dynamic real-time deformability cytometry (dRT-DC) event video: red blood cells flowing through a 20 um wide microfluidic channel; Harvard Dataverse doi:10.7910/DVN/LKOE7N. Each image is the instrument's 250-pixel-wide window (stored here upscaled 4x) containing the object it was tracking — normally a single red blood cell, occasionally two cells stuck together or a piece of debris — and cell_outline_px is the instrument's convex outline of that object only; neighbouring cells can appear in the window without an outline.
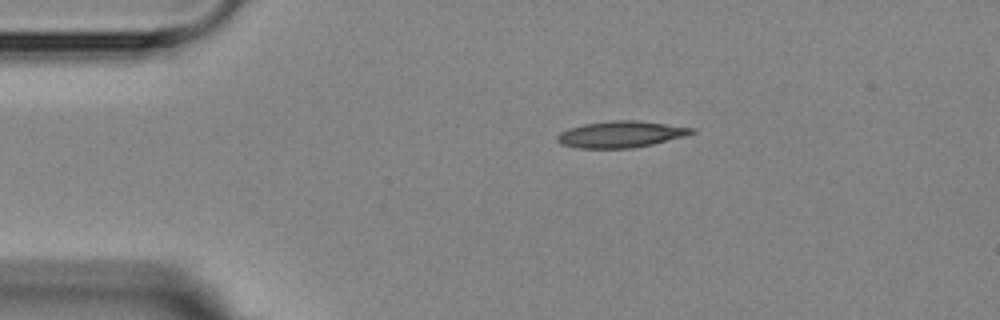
{"species": "Egyptian fruit bat (a non-hibernating species)", "species_latin": "Rousettus aegyptiacus", "temperature_condition": "room temperature", "stored_images_in_passage": 3, "camera_frame_rate_fps": 3000, "um_per_image_px": 0.085, "animal": {"sex": "female"}, "frame": {"image": 1, "passage_image": 1, "time_ms": 0.0, "image_size_px": [1000, 320], "cell_outline_px": [[696, 132], [684, 136], [652, 144], [632, 148], [576, 148], [560, 144], [556, 140], [556, 136], [560, 132], [568, 128], [584, 124], [612, 120], [636, 120], [696, 128]], "centroid_in_image_um": [52.74, 11.41], "position_along_channel_um": 32.3, "area_um2": 20.75}}
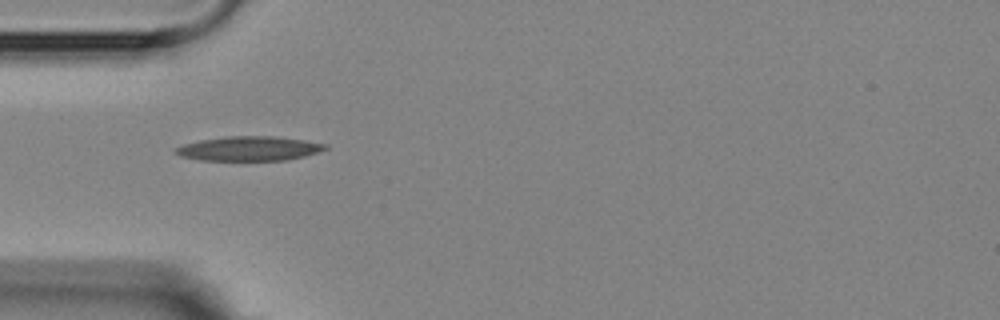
{"frame": {"image": 2, "passage_image": 2, "time_ms": 2.0, "image_size_px": [1000, 320], "cell_outline_px": [[328, 148], [304, 156], [284, 160], [200, 160], [180, 156], [172, 152], [176, 148], [184, 144], [200, 140], [224, 136], [272, 136], [304, 140], [328, 144]], "centroid_in_image_um": [21.14, 12.62], "position_along_channel_um": 63.9, "area_um2": 21.21}}
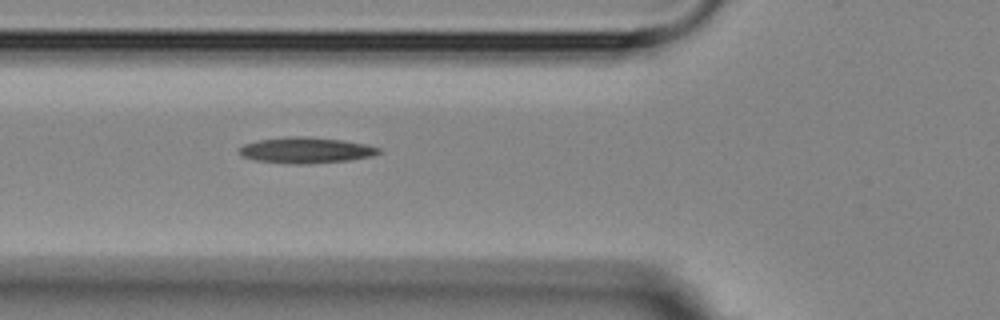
{"frame": {"image": 3, "passage_image": 3, "time_ms": 3.0, "image_size_px": [1000, 320], "cell_outline_px": [[380, 152], [372, 156], [348, 160], [308, 164], [296, 164], [256, 160], [240, 156], [236, 148], [244, 144], [260, 140], [288, 136], [308, 136], [344, 140], [368, 144], [380, 148]], "centroid_in_image_um": [25.99, 12.76], "position_along_channel_um": 99.8, "area_um2": 21.21}}